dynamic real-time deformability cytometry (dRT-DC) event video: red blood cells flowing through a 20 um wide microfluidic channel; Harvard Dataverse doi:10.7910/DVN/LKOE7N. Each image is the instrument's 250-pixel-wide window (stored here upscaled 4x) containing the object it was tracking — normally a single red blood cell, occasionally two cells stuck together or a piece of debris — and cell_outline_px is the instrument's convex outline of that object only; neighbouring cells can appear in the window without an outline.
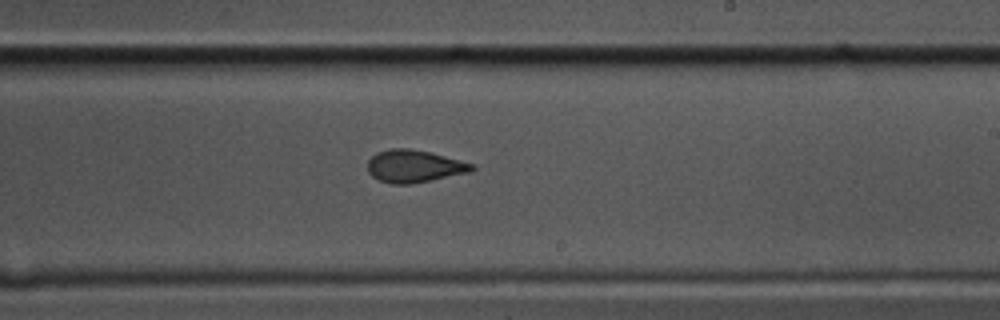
{"species": "common noctule bat (a hibernating species)", "species_latin": "Nyctalus noctula", "temperature_condition": "cold", "stored_images_in_passage": 35, "camera_frame_rate_fps": 3000, "um_per_image_px": 0.085, "animal": {"sex": "male", "body_mass_g": 17.5, "forearm_length_mm": 52.3}, "frame": {"image": 1, "passage_image": 19, "time_ms": 6.0, "image_size_px": [1000, 320], "cell_outline_px": [[476, 168], [468, 172], [412, 184], [392, 184], [380, 180], [372, 176], [368, 172], [368, 160], [376, 152], [392, 148], [408, 148], [428, 152], [476, 164]], "centroid_in_image_um": [35.19, 14.12], "position_along_channel_um": 253.8, "area_um2": 19.59}}
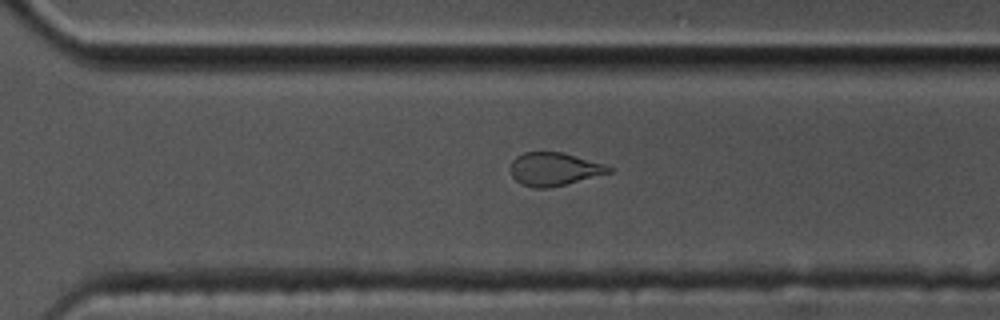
{"frame": {"image": 2, "passage_image": 25, "time_ms": 8.0, "image_size_px": [1000, 320], "cell_outline_px": [[612, 172], [548, 188], [532, 188], [520, 184], [512, 176], [508, 168], [512, 160], [516, 156], [524, 152], [564, 152], [604, 164], [612, 168]], "centroid_in_image_um": [47.04, 14.37], "position_along_channel_um": 323.6, "area_um2": 19.07}}
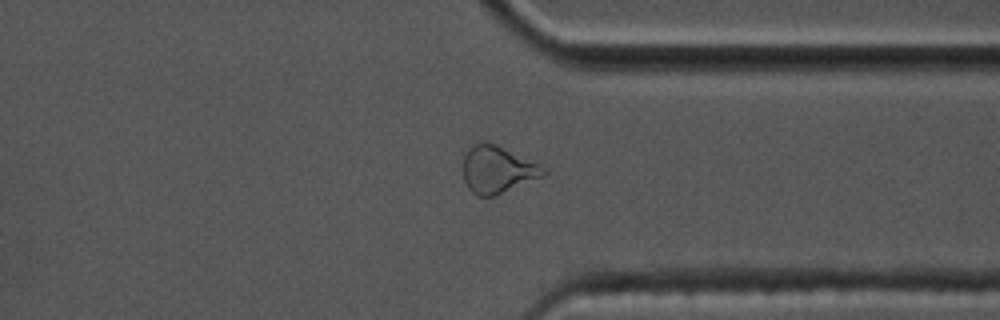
{"frame": {"image": 3, "passage_image": 29, "time_ms": 9.333, "image_size_px": [1000, 320], "cell_outline_px": [[548, 172], [544, 176], [492, 196], [476, 196], [468, 188], [464, 180], [464, 156], [468, 148], [472, 144], [484, 140], [496, 144], [540, 164]], "centroid_in_image_um": [42.27, 14.39], "position_along_channel_um": 369.1, "area_um2": 22.08}}